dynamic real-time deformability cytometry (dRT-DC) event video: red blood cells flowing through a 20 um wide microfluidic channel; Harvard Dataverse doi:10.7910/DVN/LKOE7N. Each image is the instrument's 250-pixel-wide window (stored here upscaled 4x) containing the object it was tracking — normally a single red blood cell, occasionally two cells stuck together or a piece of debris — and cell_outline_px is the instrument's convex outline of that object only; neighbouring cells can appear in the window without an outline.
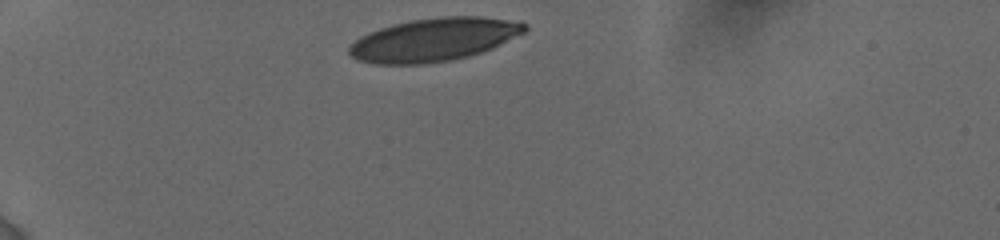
{"species": "human", "species_latin": "Homo sapiens", "temperature_condition": "cold", "stored_images_in_passage": 9, "camera_frame_rate_fps": 3000, "um_per_image_px": 0.085, "donor": {"sex": "female"}, "frame": {"image": 1, "passage_image": 1, "time_ms": 0.0, "image_size_px": [1000, 240], "cell_outline_px": [[528, 28], [524, 32], [492, 48], [468, 56], [452, 60], [424, 64], [372, 64], [356, 60], [348, 52], [348, 48], [360, 36], [368, 32], [380, 28], [412, 20], [440, 16], [480, 16], [520, 20], [528, 24]], "centroid_in_image_um": [36.9, 3.36], "position_along_channel_um": 48.1, "area_um2": 44.33}}
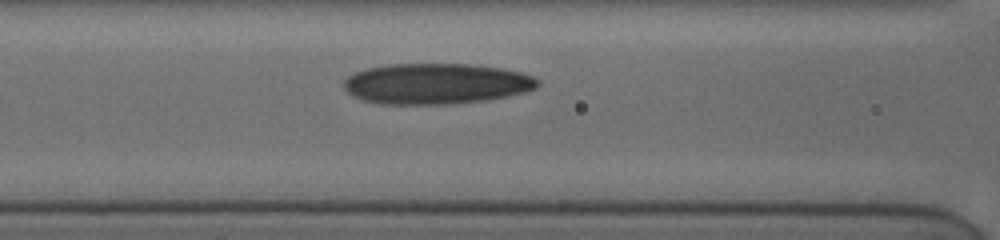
{"frame": {"image": 2, "passage_image": 6, "time_ms": 3.333, "image_size_px": [1000, 240], "cell_outline_px": [[540, 84], [536, 88], [524, 92], [484, 100], [448, 104], [380, 104], [364, 100], [352, 96], [344, 88], [344, 80], [348, 76], [356, 72], [368, 68], [388, 64], [472, 64], [500, 68], [520, 72], [532, 76], [540, 80]], "centroid_in_image_um": [37.06, 7.11], "position_along_channel_um": 129.5, "area_um2": 45.89}}
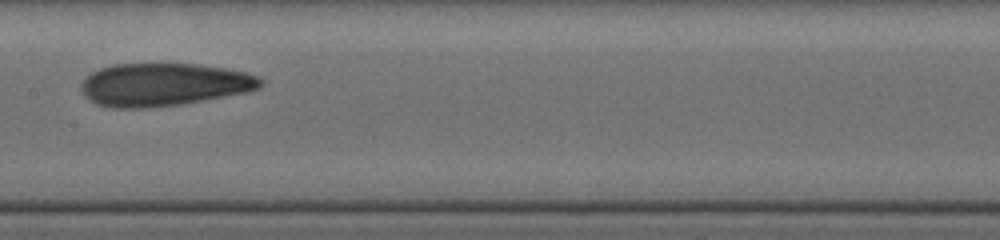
{"frame": {"image": 3, "passage_image": 8, "time_ms": 5.0, "image_size_px": [1000, 240], "cell_outline_px": [[264, 84], [260, 88], [248, 92], [180, 104], [148, 108], [112, 108], [96, 104], [88, 100], [80, 92], [80, 84], [92, 72], [100, 68], [112, 64], [200, 64], [248, 72], [260, 76], [264, 80]], "centroid_in_image_um": [13.93, 7.19], "position_along_channel_um": 193.5, "area_um2": 45.26}}